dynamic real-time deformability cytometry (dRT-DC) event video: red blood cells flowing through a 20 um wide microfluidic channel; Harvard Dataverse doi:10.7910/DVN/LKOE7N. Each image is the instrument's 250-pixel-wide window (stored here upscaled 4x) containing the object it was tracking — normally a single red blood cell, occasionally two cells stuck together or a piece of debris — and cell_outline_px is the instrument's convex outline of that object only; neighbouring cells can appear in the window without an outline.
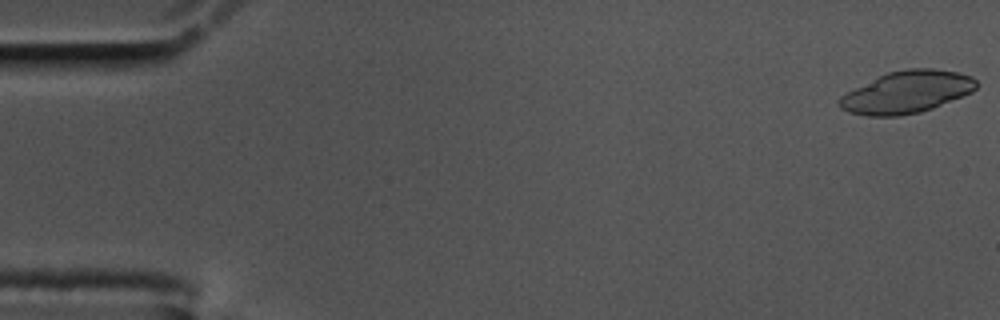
{"species": "common noctule bat (a hibernating species)", "species_latin": "Nyctalus noctula", "temperature_condition": "cold", "stored_images_in_passage": 16, "camera_frame_rate_fps": 3000, "um_per_image_px": 0.085, "animal": {"sex": "male", "body_mass_g": 17.5, "forearm_length_mm": 52.3}, "frame": {"image": 1, "passage_image": 1, "time_ms": 0.0, "image_size_px": [1000, 320], "cell_outline_px": [[976, 88], [972, 92], [932, 108], [920, 112], [900, 116], [868, 116], [848, 112], [840, 108], [836, 104], [836, 100], [840, 96], [888, 72], [908, 68], [932, 68], [956, 72], [972, 76], [976, 80]], "centroid_in_image_um": [77.05, 7.84], "position_along_channel_um": 7.9, "area_um2": 33.41}}